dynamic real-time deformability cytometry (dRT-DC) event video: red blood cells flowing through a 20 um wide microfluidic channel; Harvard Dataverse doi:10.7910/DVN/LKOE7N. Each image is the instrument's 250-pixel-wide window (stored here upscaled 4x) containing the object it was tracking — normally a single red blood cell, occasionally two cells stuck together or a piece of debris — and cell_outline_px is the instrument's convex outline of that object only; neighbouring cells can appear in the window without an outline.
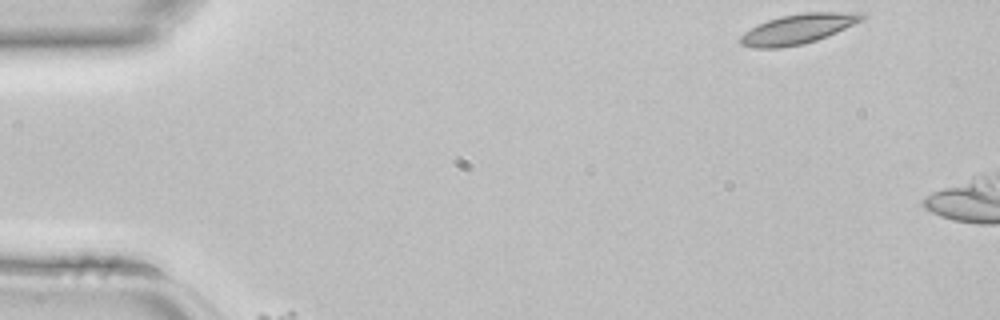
{"species": "common noctule bat (a hibernating species)", "species_latin": "Nyctalus noctula", "temperature_condition": "room temperature", "stored_images_in_passage": 39, "camera_frame_rate_fps": 3000, "um_per_image_px": 0.085, "animal": {"sex": "female", "body_mass_g": 22.7, "forearm_length_mm": 54.2}, "frame": {"image": 1, "passage_image": 1, "time_ms": 0.0, "image_size_px": [1000, 320], "cell_outline_px": [[868, 16], [864, 20], [836, 32], [816, 40], [804, 44], [780, 48], [756, 48], [740, 44], [740, 36], [744, 32], [756, 24], [780, 16], [800, 12], [864, 12]], "centroid_in_image_um": [67.85, 2.44], "position_along_channel_um": 17.1, "area_um2": 21.39}}